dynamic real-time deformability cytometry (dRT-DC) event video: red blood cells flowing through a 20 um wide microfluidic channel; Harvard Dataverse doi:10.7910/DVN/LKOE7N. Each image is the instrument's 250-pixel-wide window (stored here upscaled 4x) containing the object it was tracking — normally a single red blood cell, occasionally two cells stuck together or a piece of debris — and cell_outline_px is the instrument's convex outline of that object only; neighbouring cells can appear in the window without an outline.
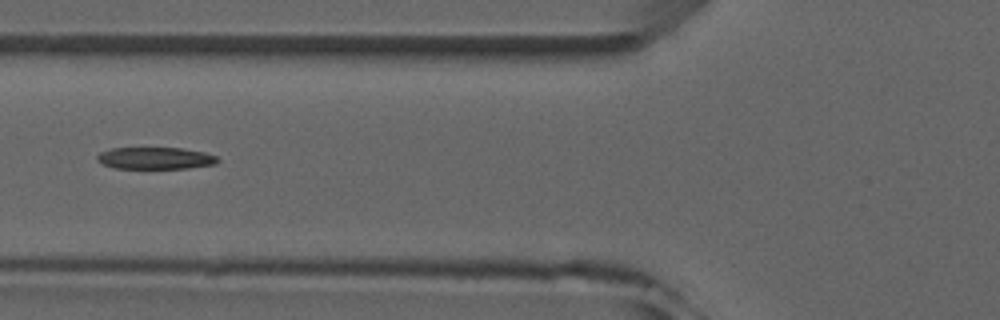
{"species": "common noctule bat (a hibernating species)", "species_latin": "Nyctalus noctula", "temperature_condition": "room temperature", "stored_images_in_passage": 4, "camera_frame_rate_fps": 3000, "um_per_image_px": 0.085, "animal": {"sex": "male", "forearm_length_mm": 52.5}, "frame": {"image": 1, "passage_image": 4, "time_ms": 3.333, "image_size_px": [1000, 320], "cell_outline_px": [[220, 160], [216, 164], [188, 168], [112, 168], [96, 160], [96, 156], [100, 152], [112, 148], [180, 148], [204, 152], [216, 156]], "centroid_in_image_um": [13.2, 13.44], "position_along_channel_um": 112.6, "area_um2": 15.37}}